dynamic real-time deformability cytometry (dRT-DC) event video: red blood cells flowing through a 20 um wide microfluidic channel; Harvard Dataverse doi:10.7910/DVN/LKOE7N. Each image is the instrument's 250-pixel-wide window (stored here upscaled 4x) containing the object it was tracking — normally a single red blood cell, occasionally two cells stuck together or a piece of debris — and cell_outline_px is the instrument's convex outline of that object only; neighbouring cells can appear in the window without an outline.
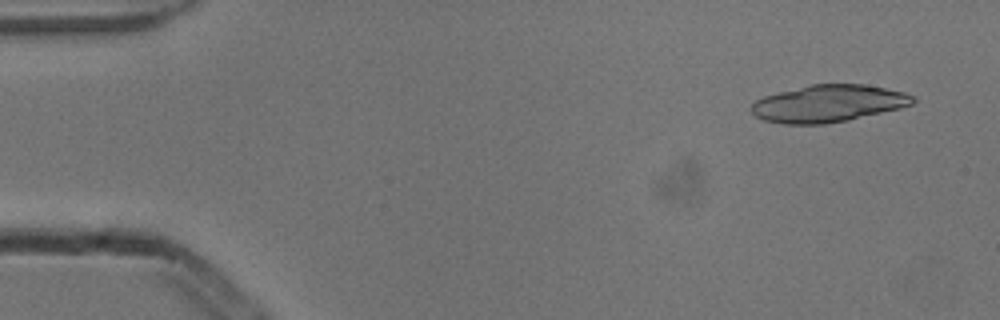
{"species": "common noctule bat (a hibernating species)", "species_latin": "Nyctalus noctula", "temperature_condition": "cold", "stored_images_in_passage": 4, "camera_frame_rate_fps": 3000, "um_per_image_px": 0.085, "animal": {"sex": "male", "body_mass_g": 13.3}, "frame": {"image": 1, "passage_image": 1, "time_ms": 0.0, "image_size_px": [1000, 320], "cell_outline_px": [[916, 100], [912, 104], [900, 108], [848, 120], [824, 124], [784, 124], [764, 120], [756, 116], [752, 112], [752, 104], [756, 100], [764, 96], [812, 84], [864, 84], [904, 92], [916, 96]], "centroid_in_image_um": [70.44, 8.8], "position_along_channel_um": 14.6, "area_um2": 34.74}}